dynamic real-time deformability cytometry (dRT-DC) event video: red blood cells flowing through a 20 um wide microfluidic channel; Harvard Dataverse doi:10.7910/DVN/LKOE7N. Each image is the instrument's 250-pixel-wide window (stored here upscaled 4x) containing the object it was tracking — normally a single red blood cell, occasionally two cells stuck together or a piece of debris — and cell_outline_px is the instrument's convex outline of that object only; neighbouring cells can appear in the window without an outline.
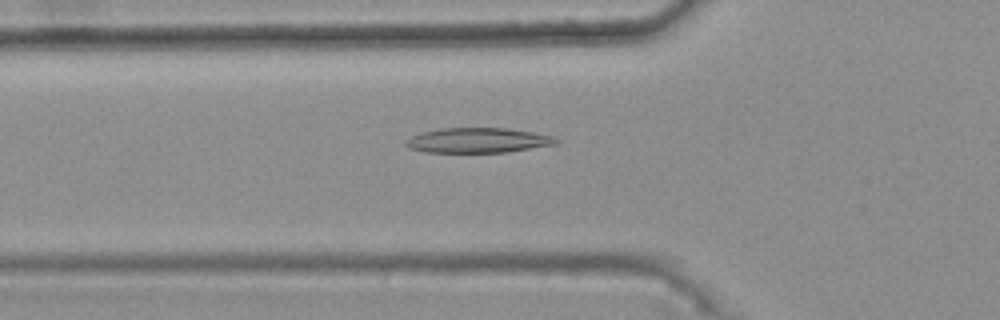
{"species": "common noctule bat (a hibernating species)", "species_latin": "Nyctalus noctula", "temperature_condition": "warm", "stored_images_in_passage": 33, "camera_frame_rate_fps": 3000, "um_per_image_px": 0.085, "animal": {"sex": "female", "body_mass_g": 25.1}, "frame": {"image": 1, "passage_image": 3, "time_ms": 0.667, "image_size_px": [1000, 320], "cell_outline_px": [[560, 140], [556, 144], [508, 152], [424, 152], [408, 148], [404, 144], [404, 140], [420, 132], [440, 128], [508, 128], [532, 132], [552, 136]], "centroid_in_image_um": [40.58, 11.93], "position_along_channel_um": 85.2, "area_um2": 21.96}}
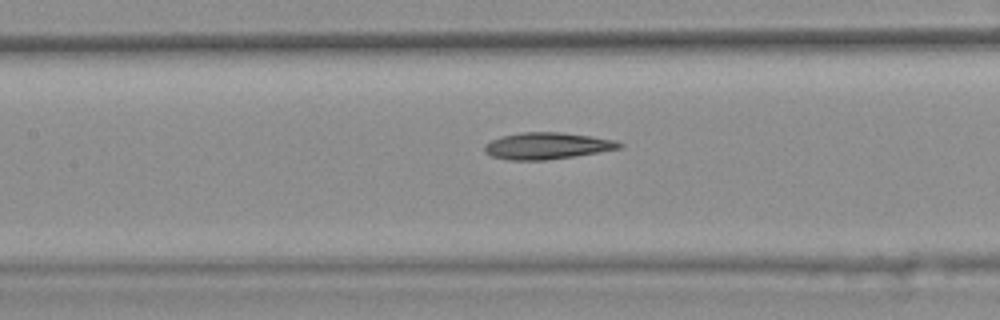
{"frame": {"image": 2, "passage_image": 9, "time_ms": 2.667, "image_size_px": [1000, 320], "cell_outline_px": [[624, 144], [620, 148], [600, 152], [544, 160], [508, 160], [492, 156], [484, 152], [484, 144], [492, 140], [504, 136], [520, 132], [564, 132], [592, 136], [616, 140]], "centroid_in_image_um": [46.51, 12.39], "position_along_channel_um": 160.9, "area_um2": 20.92}}
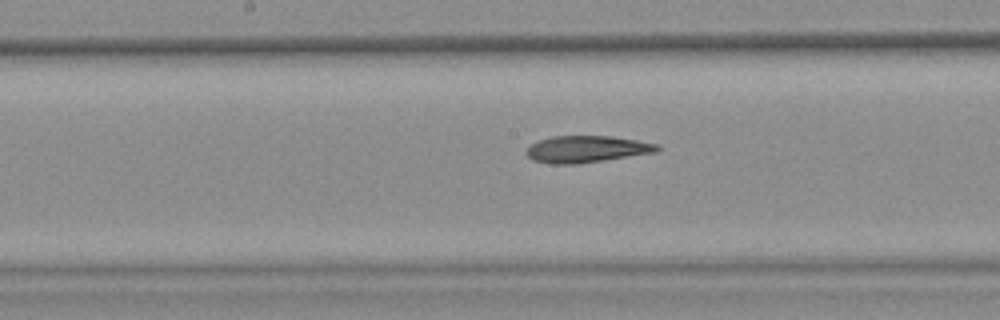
{"frame": {"image": 3, "passage_image": 12, "time_ms": 3.667, "image_size_px": [1000, 320], "cell_outline_px": [[660, 148], [656, 152], [604, 160], [576, 164], [552, 164], [532, 160], [524, 152], [532, 144], [540, 140], [552, 136], [612, 136], [636, 140], [656, 144]], "centroid_in_image_um": [49.83, 12.68], "position_along_channel_um": 198.4, "area_um2": 20.23}, "authors_computed_cell_mechanics": {"area_um2": 20.4612, "velocity_mm_per_s": 3.7684, "shape_relaxation_time_tau1_ms": null, "shape_relaxation_time_tau2_ms": 9.0559, "deformation_change_tau1": null, "deformation_change_tau2": 0.2024}}